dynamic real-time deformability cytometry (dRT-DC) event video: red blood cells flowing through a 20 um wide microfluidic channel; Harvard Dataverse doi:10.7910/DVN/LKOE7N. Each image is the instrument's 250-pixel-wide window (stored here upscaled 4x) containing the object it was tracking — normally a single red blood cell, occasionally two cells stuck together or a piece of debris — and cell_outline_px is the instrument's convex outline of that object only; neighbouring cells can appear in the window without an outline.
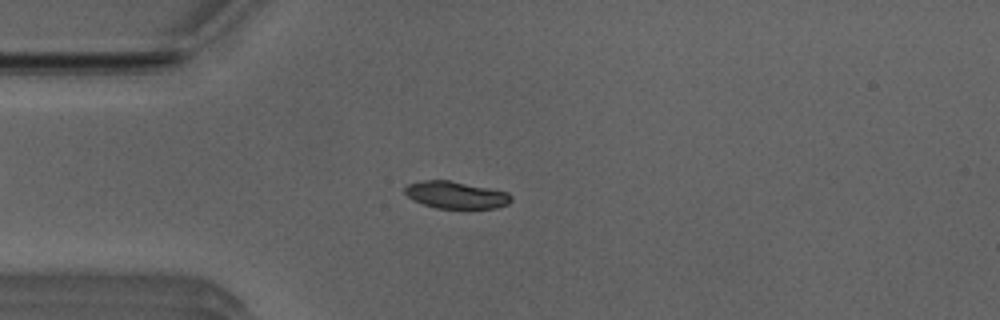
{"species": "Egyptian fruit bat (a non-hibernating species)", "species_latin": "Rousettus aegyptiacus", "temperature_condition": "room temperature", "stored_images_in_passage": 51, "camera_frame_rate_fps": 3000, "um_per_image_px": 0.085, "animal": {"sex": "male"}, "frame": {"image": 1, "passage_image": 13, "time_ms": 4.0, "image_size_px": [1000, 320], "cell_outline_px": [[512, 200], [508, 204], [496, 208], [436, 208], [412, 200], [404, 192], [404, 188], [408, 184], [424, 180], [448, 180], [508, 192], [512, 196]], "centroid_in_image_um": [38.75, 16.57], "position_along_channel_um": 46.3, "area_um2": 16.7}}
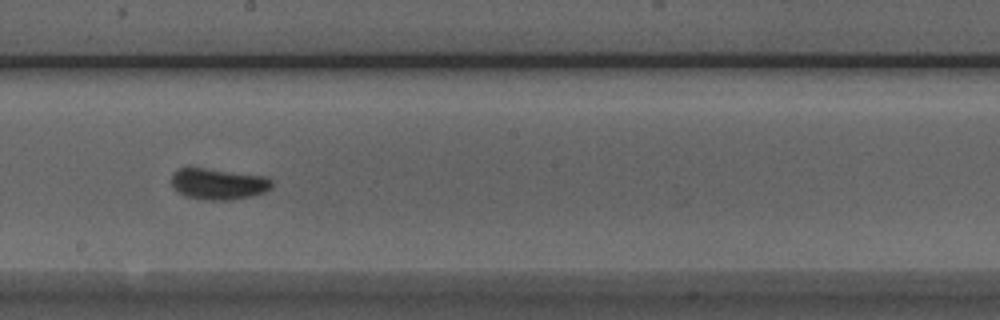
{"frame": {"image": 2, "passage_image": 28, "time_ms": 9.0, "image_size_px": [1000, 320], "cell_outline_px": [[272, 188], [264, 192], [248, 196], [228, 200], [208, 200], [184, 196], [176, 192], [172, 184], [172, 172], [176, 168], [184, 164], [188, 164], [264, 176], [272, 180]], "centroid_in_image_um": [18.45, 15.57], "position_along_channel_um": 229.7, "area_um2": 19.02}}
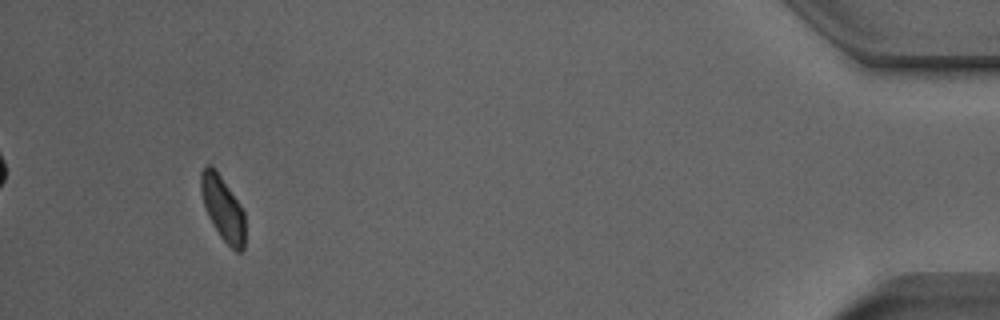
{"frame": {"image": 3, "passage_image": 48, "time_ms": 15.667, "image_size_px": [1000, 320], "cell_outline_px": [[244, 248], [240, 252], [236, 252], [220, 236], [212, 224], [208, 216], [200, 192], [200, 172], [208, 164], [212, 164], [216, 168], [244, 212]], "centroid_in_image_um": [18.91, 17.67], "position_along_channel_um": 416.3, "area_um2": 16.47}, "authors_computed_cell_mechanics": {"area_um2": 17.2244, "velocity_mm_per_s": 3.9397, "shape_relaxation_time_tau1_ms": 1.9028, "shape_relaxation_time_tau2_ms": 3.7181, "deformation_change_tau1": 0.0671, "deformation_change_tau2": 0.0671}}